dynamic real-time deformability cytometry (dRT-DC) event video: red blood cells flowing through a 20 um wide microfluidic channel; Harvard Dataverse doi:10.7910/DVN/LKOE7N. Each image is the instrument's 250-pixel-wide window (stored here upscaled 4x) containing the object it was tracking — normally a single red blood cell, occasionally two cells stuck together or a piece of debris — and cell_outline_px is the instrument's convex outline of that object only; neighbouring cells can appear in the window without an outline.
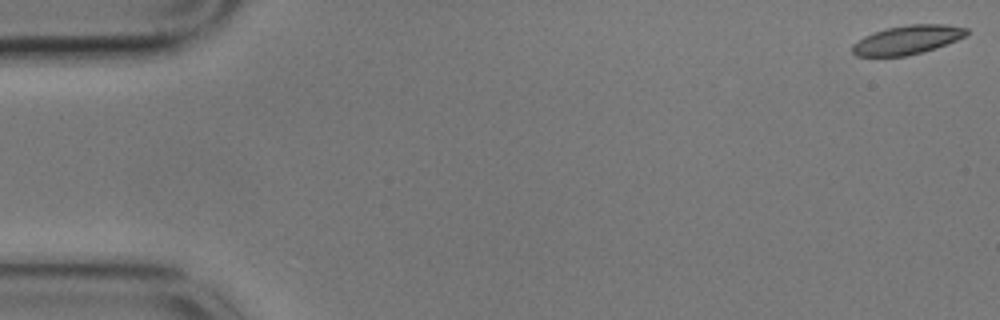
{"species": "common noctule bat (a hibernating species)", "species_latin": "Nyctalus noctula", "temperature_condition": "cold", "stored_images_in_passage": 57, "camera_frame_rate_fps": 3000, "um_per_image_px": 0.085, "animal": {"sex": "male", "body_mass_g": 17.9}, "frame": {"image": 1, "passage_image": 1, "time_ms": 0.0, "image_size_px": [1000, 320], "cell_outline_px": [[968, 32], [964, 36], [956, 40], [936, 48], [904, 56], [856, 56], [852, 52], [852, 44], [864, 36], [872, 32], [888, 28], [908, 24], [944, 24], [968, 28]], "centroid_in_image_um": [77.1, 3.38], "position_along_channel_um": 7.9, "area_um2": 19.13}}
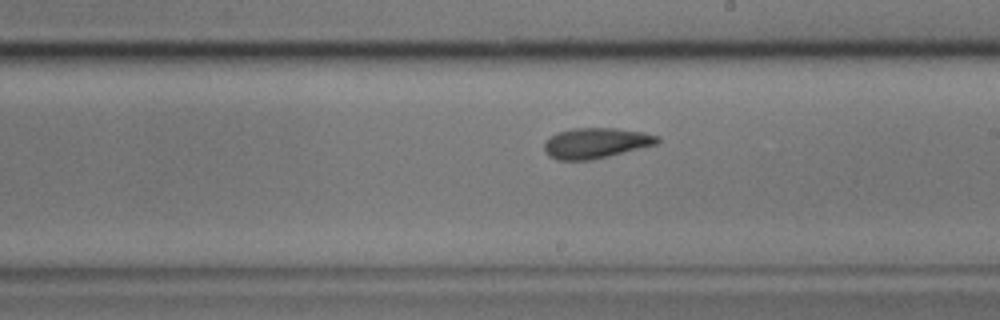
{"frame": {"image": 2, "passage_image": 32, "time_ms": 10.333, "image_size_px": [1000, 320], "cell_outline_px": [[660, 140], [656, 144], [592, 160], [556, 160], [548, 156], [544, 152], [544, 144], [556, 132], [572, 128], [616, 128], [644, 132], [660, 136]], "centroid_in_image_um": [50.63, 12.16], "position_along_channel_um": 238.4, "area_um2": 20.11}}
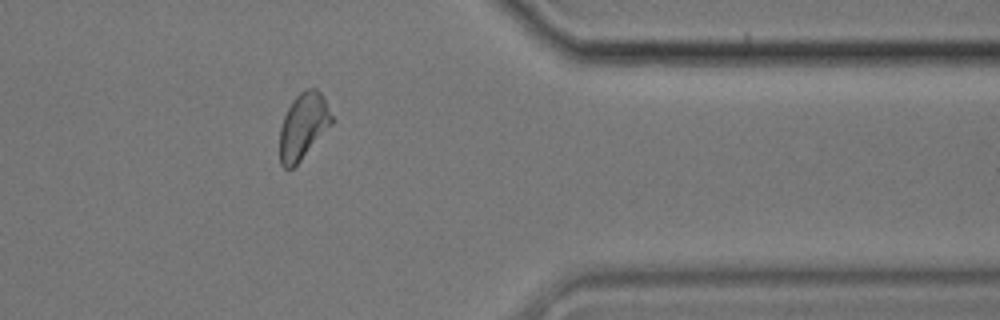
{"frame": {"image": 3, "passage_image": 46, "time_ms": 15.0, "image_size_px": [1000, 320], "cell_outline_px": [[332, 124], [300, 160], [288, 172], [280, 164], [280, 128], [284, 116], [292, 100], [300, 92], [308, 88], [316, 88], [320, 92], [332, 116]], "centroid_in_image_um": [25.75, 10.73], "position_along_channel_um": 385.7, "area_um2": 19.71}, "authors_computed_cell_mechanics": {"area_um2": 20.1144, "velocity_mm_per_s": 3.5079, "shape_relaxation_time_tau1_ms": 5.0673, "shape_relaxation_time_tau2_ms": 2.5255, "deformation_change_tau1": 0.1495, "deformation_change_tau2": 0.0833}}